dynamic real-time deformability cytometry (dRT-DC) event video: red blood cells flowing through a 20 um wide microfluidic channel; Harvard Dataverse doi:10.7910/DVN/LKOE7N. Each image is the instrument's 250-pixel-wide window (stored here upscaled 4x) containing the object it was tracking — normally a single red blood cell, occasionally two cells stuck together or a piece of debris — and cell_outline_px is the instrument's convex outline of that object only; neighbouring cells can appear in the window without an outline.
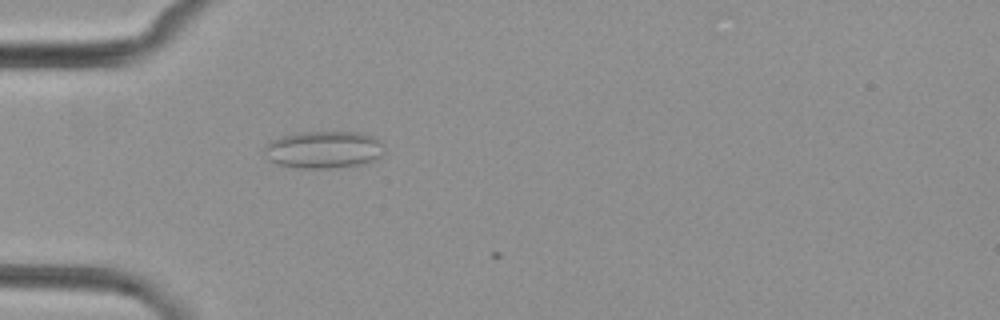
{"species": "common noctule bat (a hibernating species)", "species_latin": "Nyctalus noctula", "temperature_condition": "cold", "stored_images_in_passage": 4, "camera_frame_rate_fps": 3000, "um_per_image_px": 0.085, "animal": {"sex": "female", "body_mass_g": 29.2, "forearm_length_mm": 56.3}, "frame": {"image": 1, "passage_image": 3, "time_ms": 3.333, "image_size_px": [1000, 320], "cell_outline_px": [[384, 152], [380, 156], [364, 164], [332, 168], [300, 168], [280, 164], [268, 160], [264, 152], [264, 148], [272, 140], [284, 136], [300, 132], [360, 132], [376, 136], [380, 140]], "centroid_in_image_um": [27.55, 12.71], "position_along_channel_um": 57.5, "area_um2": 26.01}}